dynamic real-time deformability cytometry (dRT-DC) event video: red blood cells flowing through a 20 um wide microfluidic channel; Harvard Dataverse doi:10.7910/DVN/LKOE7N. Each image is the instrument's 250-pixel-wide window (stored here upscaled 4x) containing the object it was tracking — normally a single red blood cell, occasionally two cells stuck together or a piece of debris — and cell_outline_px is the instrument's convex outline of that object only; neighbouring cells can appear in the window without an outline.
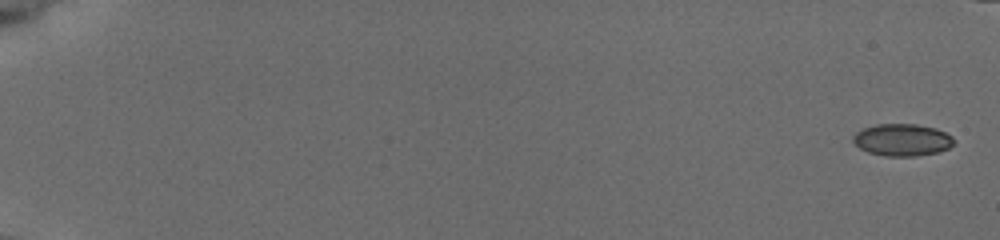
{"species": "common noctule bat (a hibernating species)", "species_latin": "Nyctalus noctula", "temperature_condition": "cold", "stored_images_in_passage": 28, "camera_frame_rate_fps": 3000, "um_per_image_px": 0.085, "animal": {"sex": "female", "body_mass_g": 19.5, "forearm_length_mm": 54.1}, "frame": {"image": 1, "passage_image": 1, "time_ms": 0.0, "image_size_px": [1000, 240], "cell_outline_px": [[952, 144], [948, 148], [936, 152], [916, 156], [884, 156], [868, 152], [860, 148], [852, 140], [852, 136], [856, 132], [864, 128], [876, 124], [916, 124], [936, 128], [952, 136]], "centroid_in_image_um": [76.65, 11.88], "position_along_channel_um": 8.3, "area_um2": 18.73}}
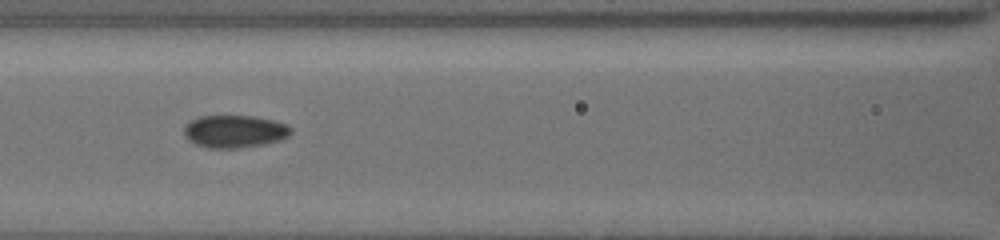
{"frame": {"image": 2, "passage_image": 22, "time_ms": 7.0, "image_size_px": [1000, 240], "cell_outline_px": [[292, 132], [288, 136], [280, 140], [264, 144], [240, 148], [208, 148], [196, 144], [188, 140], [184, 136], [184, 124], [200, 116], [256, 116], [288, 124], [292, 128]], "centroid_in_image_um": [19.94, 11.17], "position_along_channel_um": 146.7, "area_um2": 20.46}}
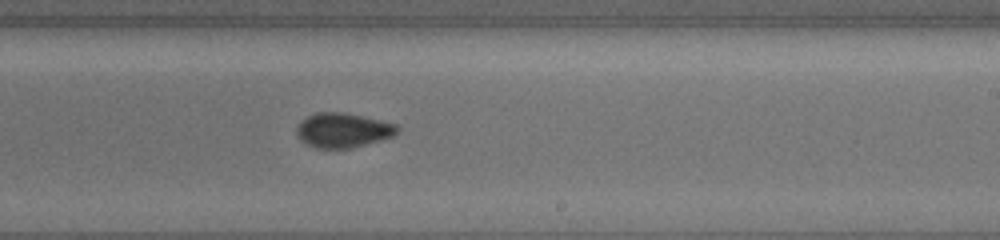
{"frame": {"image": 3, "passage_image": 28, "time_ms": 9.0, "image_size_px": [1000, 240], "cell_outline_px": [[400, 128], [392, 136], [380, 140], [352, 148], [316, 148], [304, 144], [296, 136], [296, 128], [308, 116], [316, 112], [340, 112], [380, 120], [396, 124]], "centroid_in_image_um": [29.11, 11.08], "position_along_channel_um": 259.9, "area_um2": 20.11}}